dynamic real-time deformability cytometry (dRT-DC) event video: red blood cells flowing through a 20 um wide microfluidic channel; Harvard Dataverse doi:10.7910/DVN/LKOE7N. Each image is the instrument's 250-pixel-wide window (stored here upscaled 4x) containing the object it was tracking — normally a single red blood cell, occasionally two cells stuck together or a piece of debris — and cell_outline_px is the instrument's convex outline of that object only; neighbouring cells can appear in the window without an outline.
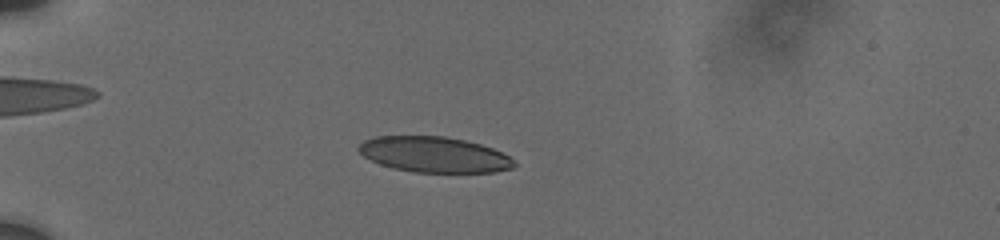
{"species": "human", "species_latin": "Homo sapiens", "temperature_condition": "cold", "stored_images_in_passage": 45, "camera_frame_rate_fps": 3000, "um_per_image_px": 0.085, "donor": {"sex": "male"}, "frame": {"image": 1, "passage_image": 5, "time_ms": 1.333, "image_size_px": [1000, 240], "cell_outline_px": [[516, 164], [512, 168], [496, 172], [412, 172], [392, 168], [380, 164], [364, 156], [356, 148], [364, 140], [376, 136], [444, 136], [464, 140], [480, 144], [492, 148], [508, 156]], "centroid_in_image_um": [36.88, 13.14], "position_along_channel_um": 48.1, "area_um2": 32.14}}
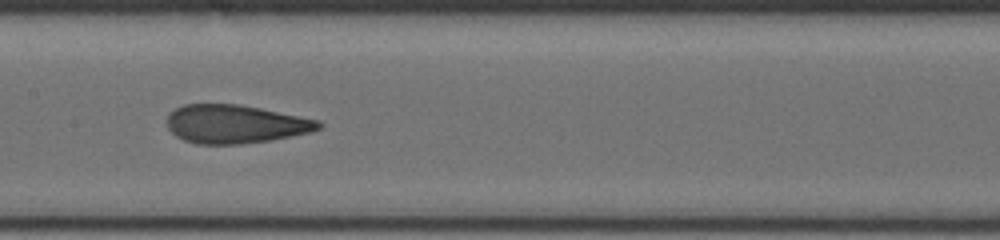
{"frame": {"image": 2, "passage_image": 21, "time_ms": 6.0, "image_size_px": [1000, 240], "cell_outline_px": [[324, 124], [320, 128], [312, 132], [272, 140], [240, 144], [196, 144], [184, 140], [176, 136], [168, 128], [168, 116], [176, 108], [184, 104], [236, 104], [260, 108], [320, 120]], "centroid_in_image_um": [20.04, 10.55], "position_along_channel_um": 187.4, "area_um2": 33.99}}
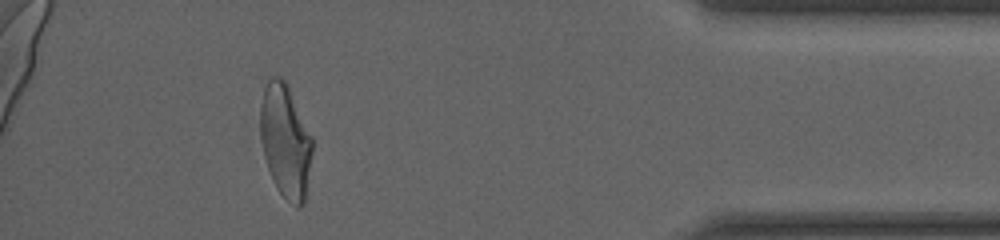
{"frame": {"image": 3, "passage_image": 39, "time_ms": 13.0, "image_size_px": [1000, 240], "cell_outline_px": [[312, 152], [304, 204], [300, 208], [296, 208], [276, 188], [272, 180], [264, 156], [260, 136], [260, 108], [264, 88], [268, 80], [272, 76], [280, 76], [288, 84], [312, 136]], "centroid_in_image_um": [24.26, 11.97], "position_along_channel_um": 410.9, "area_um2": 34.51}, "authors_computed_cell_mechanics": {"area_um2": 34.4488, "velocity_mm_per_s": 3.776, "shape_relaxation_time_tau1_ms": 6.1458, "shape_relaxation_time_tau2_ms": 1.3176, "deformation_change_tau1": 0.1811, "deformation_change_tau2": 0.0904}}